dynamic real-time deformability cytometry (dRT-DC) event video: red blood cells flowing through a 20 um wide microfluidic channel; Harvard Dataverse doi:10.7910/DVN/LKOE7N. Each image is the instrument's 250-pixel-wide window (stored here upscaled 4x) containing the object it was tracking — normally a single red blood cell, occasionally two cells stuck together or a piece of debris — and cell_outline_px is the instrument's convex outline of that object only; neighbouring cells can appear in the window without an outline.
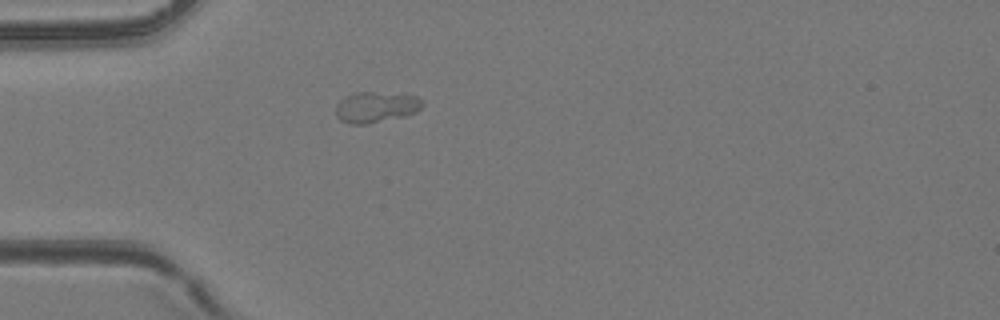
{"species": "common noctule bat (a hibernating species)", "species_latin": "Nyctalus noctula", "temperature_condition": "room temperature", "stored_images_in_passage": 1, "camera_frame_rate_fps": 3000, "um_per_image_px": 0.085, "animal": {"sex": "female", "body_mass_g": 24.6, "forearm_length_mm": 56.2}, "frame": {"image": 1, "passage_image": 1, "time_ms": 0.0, "image_size_px": [1000, 320], "cell_outline_px": [[424, 104], [416, 112], [404, 116], [364, 124], [348, 124], [340, 120], [336, 116], [336, 104], [340, 100], [356, 92], [372, 92], [416, 96]], "centroid_in_image_um": [31.92, 9.11], "position_along_channel_um": 53.1, "area_um2": 15.26}}